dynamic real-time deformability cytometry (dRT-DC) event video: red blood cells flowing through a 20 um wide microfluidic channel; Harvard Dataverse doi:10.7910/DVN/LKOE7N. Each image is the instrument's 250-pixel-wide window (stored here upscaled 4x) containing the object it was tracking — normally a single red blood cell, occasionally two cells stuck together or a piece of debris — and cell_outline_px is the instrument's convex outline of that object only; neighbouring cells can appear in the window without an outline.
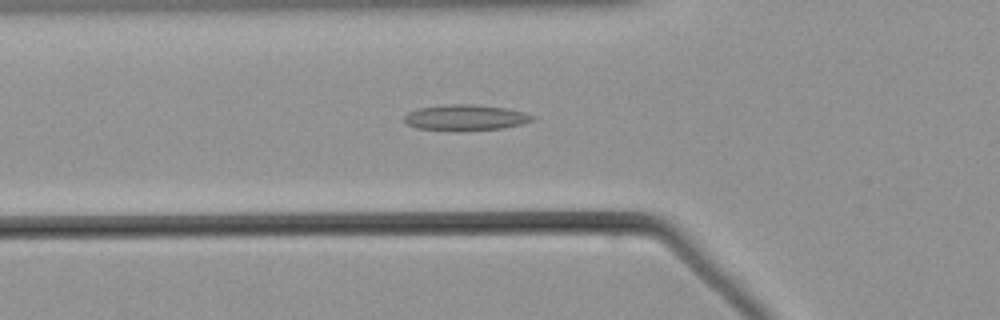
{"species": "common noctule bat (a hibernating species)", "species_latin": "Nyctalus noctula", "temperature_condition": "warm", "stored_images_in_passage": 37, "camera_frame_rate_fps": 3000, "um_per_image_px": 0.085, "animal": {"sex": "male", "body_mass_g": 21.5, "forearm_length_mm": 52.0}, "frame": {"image": 1, "passage_image": 2, "time_ms": 0.333, "image_size_px": [1000, 320], "cell_outline_px": [[536, 116], [532, 120], [524, 124], [504, 128], [464, 132], [456, 132], [416, 128], [408, 124], [404, 120], [404, 116], [408, 112], [420, 108], [444, 104], [472, 104], [508, 108], [524, 112]], "centroid_in_image_um": [39.59, 10.01], "position_along_channel_um": 86.2, "area_um2": 19.83}}
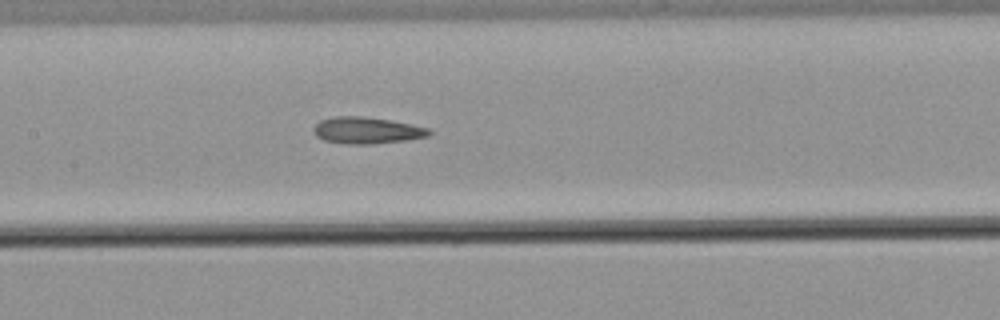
{"frame": {"image": 2, "passage_image": 9, "time_ms": 2.667, "image_size_px": [1000, 320], "cell_outline_px": [[432, 132], [428, 136], [408, 140], [372, 144], [348, 144], [324, 140], [316, 136], [312, 132], [312, 128], [320, 120], [332, 116], [364, 116], [392, 120], [412, 124], [428, 128]], "centroid_in_image_um": [31.16, 11.07], "position_along_channel_um": 176.2, "area_um2": 18.15}}
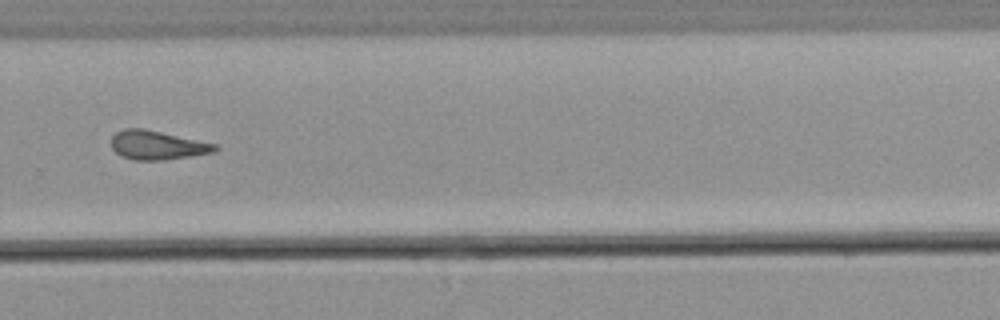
{"frame": {"image": 3, "passage_image": 20, "time_ms": 6.333, "image_size_px": [1000, 320], "cell_outline_px": [[220, 148], [216, 152], [164, 160], [132, 160], [120, 156], [112, 148], [112, 136], [116, 132], [124, 128], [144, 128], [216, 144]], "centroid_in_image_um": [13.36, 12.34], "position_along_channel_um": 316.4, "area_um2": 17.57}}